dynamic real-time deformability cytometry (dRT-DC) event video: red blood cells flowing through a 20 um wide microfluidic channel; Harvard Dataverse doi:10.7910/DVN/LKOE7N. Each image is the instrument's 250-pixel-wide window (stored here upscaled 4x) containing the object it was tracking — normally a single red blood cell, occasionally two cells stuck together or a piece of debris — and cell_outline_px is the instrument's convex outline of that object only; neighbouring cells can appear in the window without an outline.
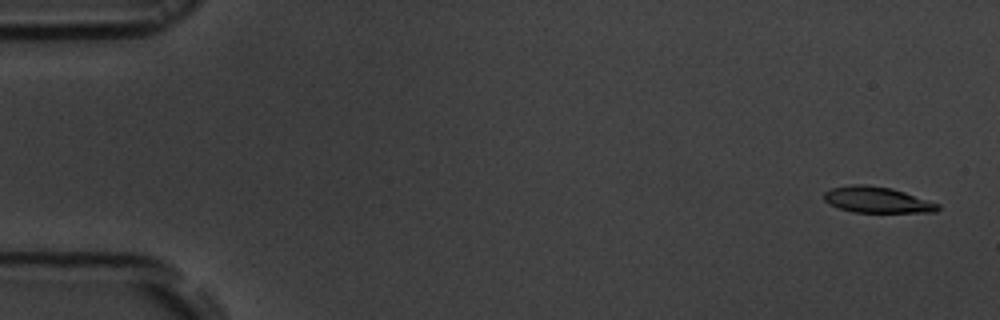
{"species": "common noctule bat (a hibernating species)", "species_latin": "Nyctalus noctula", "temperature_condition": "room temperature", "stored_images_in_passage": 56, "camera_frame_rate_fps": 3000, "um_per_image_px": 0.085, "animal": {"sex": "male", "body_mass_g": 19.5, "forearm_length_mm": 54.6}, "frame": {"image": 1, "passage_image": 2, "time_ms": 0.333, "image_size_px": [1000, 320], "cell_outline_px": [[940, 208], [936, 212], [852, 212], [828, 204], [824, 200], [824, 192], [832, 188], [852, 184], [864, 184], [892, 188], [940, 204]], "centroid_in_image_um": [74.54, 16.98], "position_along_channel_um": 10.5, "area_um2": 17.22}}
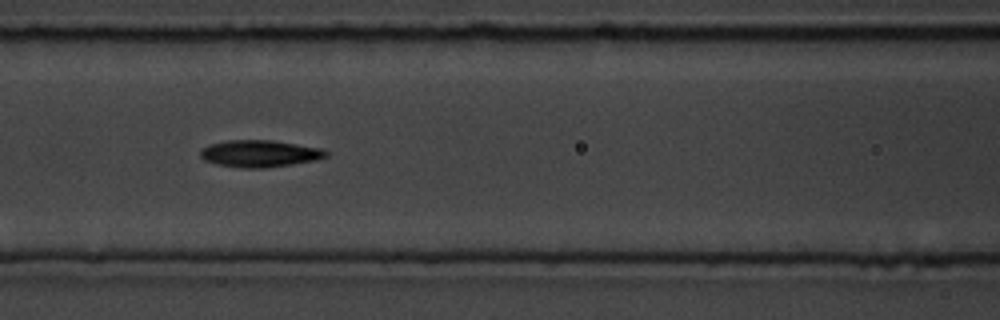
{"frame": {"image": 2, "passage_image": 24, "time_ms": 7.667, "image_size_px": [1000, 320], "cell_outline_px": [[328, 156], [316, 160], [292, 164], [264, 168], [244, 168], [216, 164], [204, 160], [200, 156], [200, 148], [208, 144], [228, 140], [272, 140], [320, 148], [328, 152]], "centroid_in_image_um": [22.03, 13.05], "position_along_channel_um": 144.6, "area_um2": 19.77}}
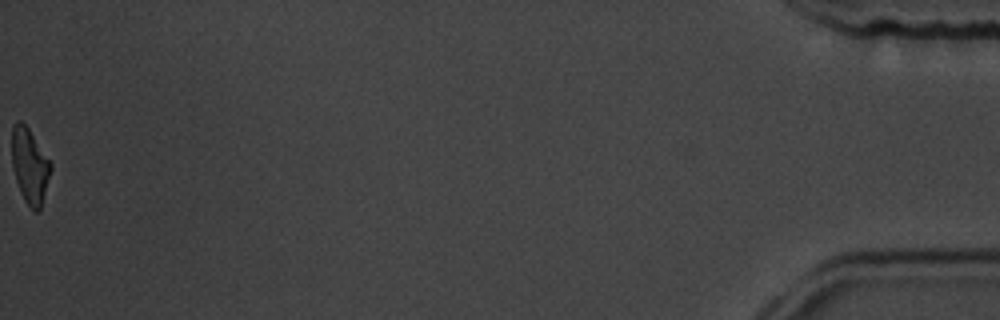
{"frame": {"image": 3, "passage_image": 56, "time_ms": 18.333, "image_size_px": [1000, 320], "cell_outline_px": [[52, 168], [40, 208], [36, 212], [24, 200], [20, 192], [12, 168], [12, 124], [16, 120], [20, 120], [28, 128], [52, 164]], "centroid_in_image_um": [2.51, 14.06], "position_along_channel_um": 432.7, "area_um2": 16.82}, "authors_computed_cell_mechanics": {"area_um2": 18.7272, "velocity_mm_per_s": 3.665, "shape_relaxation_time_tau1_ms": 3.5129, "shape_relaxation_time_tau2_ms": 3.6732, "deformation_change_tau1": 0.1571, "deformation_change_tau2": 0.1183}}